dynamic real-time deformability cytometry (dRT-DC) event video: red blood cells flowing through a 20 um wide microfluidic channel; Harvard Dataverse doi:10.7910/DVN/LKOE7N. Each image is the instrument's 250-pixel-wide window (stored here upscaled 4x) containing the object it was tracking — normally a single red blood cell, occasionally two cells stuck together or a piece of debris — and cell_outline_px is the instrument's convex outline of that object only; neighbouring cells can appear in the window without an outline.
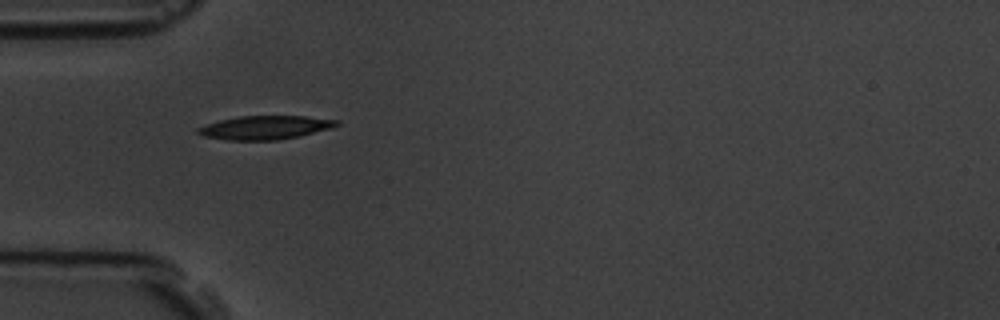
{"species": "common noctule bat (a hibernating species)", "species_latin": "Nyctalus noctula", "temperature_condition": "room temperature", "stored_images_in_passage": 2, "camera_frame_rate_fps": 3000, "um_per_image_px": 0.085, "animal": {"sex": "male", "body_mass_g": 19.5, "forearm_length_mm": 54.6}, "frame": {"image": 1, "passage_image": 1, "time_ms": 0.0, "image_size_px": [1000, 320], "cell_outline_px": [[340, 124], [332, 128], [300, 136], [276, 140], [228, 140], [204, 136], [196, 132], [196, 128], [220, 120], [240, 116], [304, 116], [340, 120]], "centroid_in_image_um": [22.57, 10.84], "position_along_channel_um": 62.4, "area_um2": 19.07}}
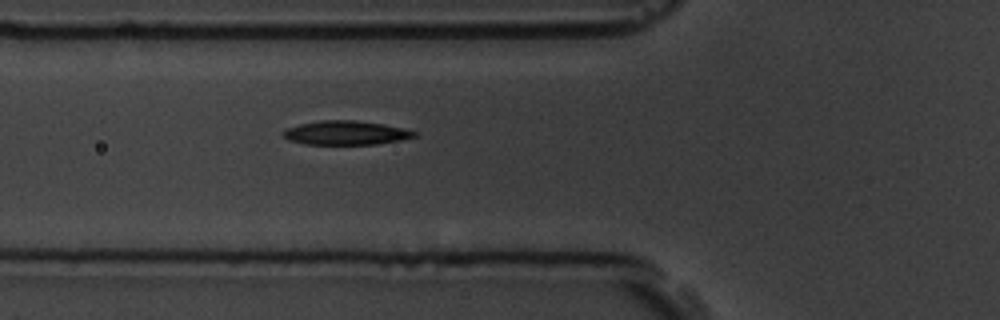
{"frame": {"image": 2, "passage_image": 2, "time_ms": 1.0, "image_size_px": [1000, 320], "cell_outline_px": [[416, 136], [400, 140], [376, 144], [304, 144], [288, 140], [280, 132], [288, 128], [300, 124], [320, 120], [356, 120], [384, 124], [404, 128], [416, 132]], "centroid_in_image_um": [29.38, 11.28], "position_along_channel_um": 96.4, "area_um2": 18.32}}